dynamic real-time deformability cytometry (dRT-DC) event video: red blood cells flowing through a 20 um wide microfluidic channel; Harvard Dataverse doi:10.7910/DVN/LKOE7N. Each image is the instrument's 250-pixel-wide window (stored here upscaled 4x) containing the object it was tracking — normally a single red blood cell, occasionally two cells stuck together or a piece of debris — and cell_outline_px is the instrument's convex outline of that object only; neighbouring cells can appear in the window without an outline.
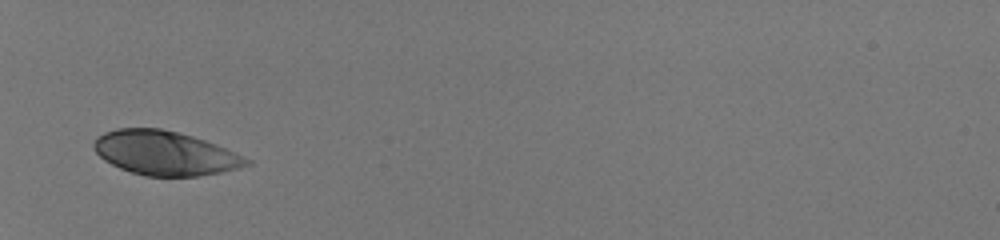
{"species": "human", "species_latin": "Homo sapiens", "temperature_condition": "room temperature", "stored_images_in_passage": 29, "camera_frame_rate_fps": 3000, "um_per_image_px": 0.085, "donor": {"sex": "male"}, "frame": {"image": 1, "passage_image": 1, "time_ms": 0.0, "image_size_px": [1000, 240], "cell_outline_px": [[252, 164], [240, 168], [220, 172], [196, 176], [144, 176], [120, 168], [104, 160], [92, 148], [92, 144], [96, 136], [104, 132], [116, 128], [160, 128], [192, 136], [216, 144], [252, 160]], "centroid_in_image_um": [14.0, 13.01], "position_along_channel_um": 71.0, "area_um2": 39.3}}
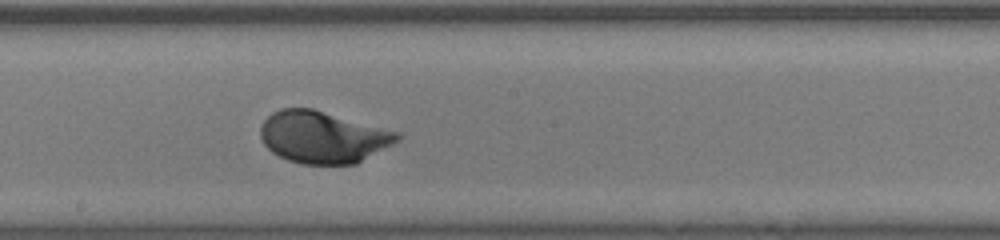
{"frame": {"image": 2, "passage_image": 13, "time_ms": 4.0, "image_size_px": [1000, 240], "cell_outline_px": [[404, 136], [400, 140], [356, 164], [300, 164], [288, 160], [272, 152], [264, 144], [260, 136], [260, 124], [272, 112], [280, 108], [312, 108], [400, 132]], "centroid_in_image_um": [27.46, 11.65], "position_along_channel_um": 220.7, "area_um2": 41.62}}
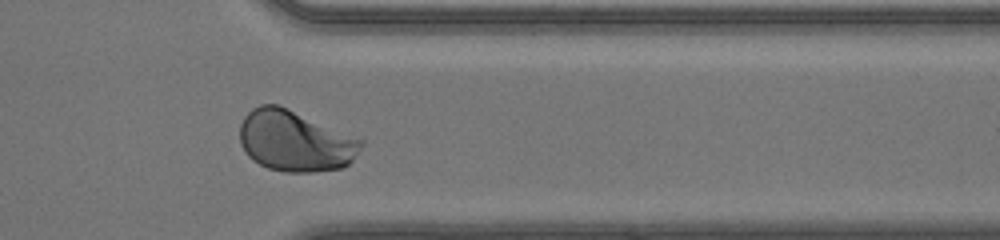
{"frame": {"image": 3, "passage_image": 25, "time_ms": 8.0, "image_size_px": [1000, 240], "cell_outline_px": [[364, 144], [352, 160], [344, 168], [312, 172], [284, 172], [268, 168], [252, 160], [244, 152], [240, 144], [240, 124], [244, 116], [252, 108], [260, 104], [280, 104], [364, 140]], "centroid_in_image_um": [25.07, 11.98], "position_along_channel_um": 386.3, "area_um2": 43.52}, "authors_computed_cell_mechanics": {"area_um2": 41.2114, "velocity_mm_per_s": 4.1178, "shape_relaxation_time_tau1_ms": 1.898, "shape_relaxation_time_tau2_ms": null, "deformation_change_tau1": 0.1408, "deformation_change_tau2": null}}